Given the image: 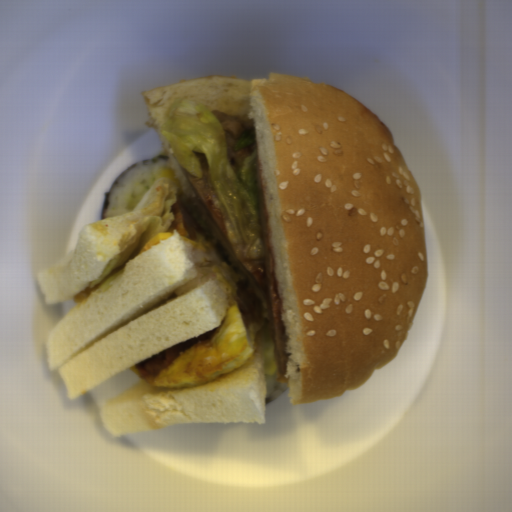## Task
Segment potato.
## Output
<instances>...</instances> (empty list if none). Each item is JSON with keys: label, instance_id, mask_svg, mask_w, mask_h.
<instances>
[{"label": "potato", "instance_id": "potato-1", "mask_svg": "<svg viewBox=\"0 0 512 512\" xmlns=\"http://www.w3.org/2000/svg\"><path fill=\"white\" fill-rule=\"evenodd\" d=\"M138 202L139 201H137L135 199H130V201L128 203V210H129V212L135 208V206L138 204Z\"/></svg>", "mask_w": 512, "mask_h": 512}]
</instances>
